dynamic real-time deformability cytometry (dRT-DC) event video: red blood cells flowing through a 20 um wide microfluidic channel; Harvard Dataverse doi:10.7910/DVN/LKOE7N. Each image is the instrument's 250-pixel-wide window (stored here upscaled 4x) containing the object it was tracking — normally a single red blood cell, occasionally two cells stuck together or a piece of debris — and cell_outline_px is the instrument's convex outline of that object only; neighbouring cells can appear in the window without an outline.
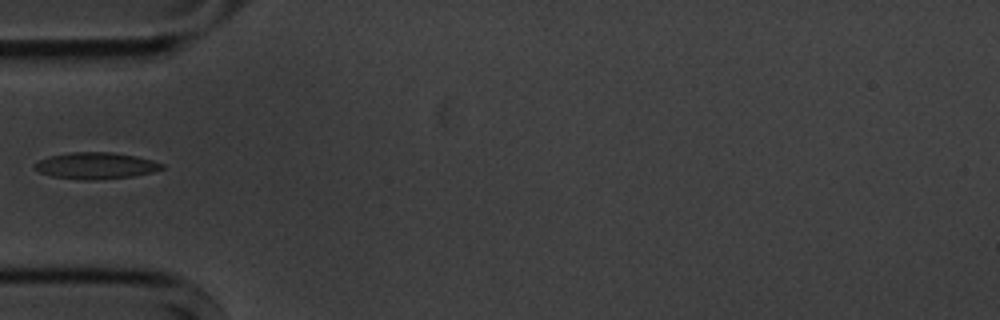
{"species": "common noctule bat (a hibernating species)", "species_latin": "Nyctalus noctula", "temperature_condition": "cold", "stored_images_in_passage": 11, "camera_frame_rate_fps": 3000, "um_per_image_px": 0.085, "animal": {"sex": "male", "body_mass_g": 20.1, "forearm_length_mm": 53.5}, "frame": {"image": 1, "passage_image": 5, "time_ms": 5.667, "image_size_px": [1000, 320], "cell_outline_px": [[164, 168], [152, 172], [132, 176], [96, 180], [80, 180], [52, 176], [40, 172], [32, 168], [32, 164], [48, 156], [68, 152], [112, 152], [136, 156], [152, 160], [164, 164]], "centroid_in_image_um": [8.1, 14.08], "position_along_channel_um": 76.9, "area_um2": 19.83}}
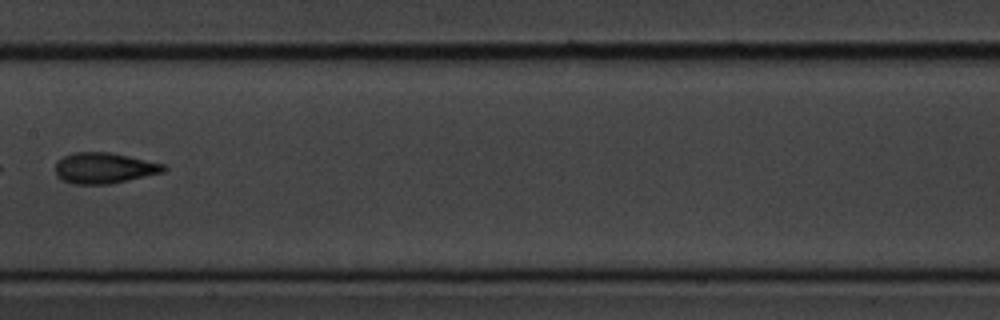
{"frame": {"image": 2, "passage_image": 8, "time_ms": 9.0, "image_size_px": [1000, 320], "cell_outline_px": [[168, 168], [164, 172], [108, 184], [72, 184], [60, 180], [56, 176], [56, 164], [64, 156], [72, 152], [112, 152], [164, 164]], "centroid_in_image_um": [8.84, 14.28], "position_along_channel_um": 198.6, "area_um2": 19.48}}
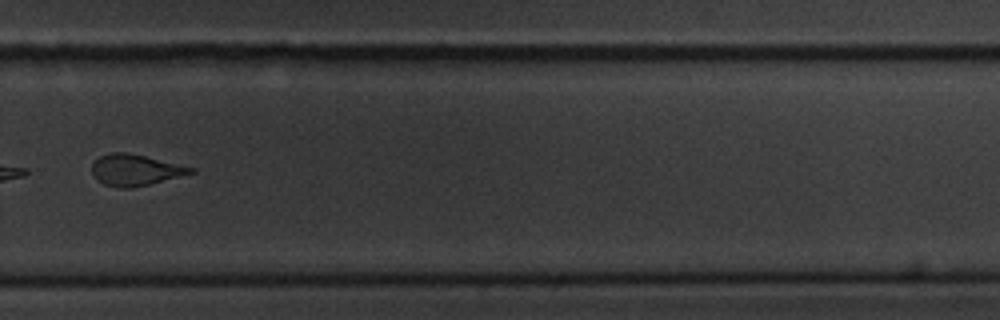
{"frame": {"image": 3, "passage_image": 11, "time_ms": 12.333, "image_size_px": [1000, 320], "cell_outline_px": [[196, 172], [132, 188], [116, 188], [104, 184], [96, 180], [92, 172], [92, 164], [100, 156], [112, 152], [128, 152], [196, 168]], "centroid_in_image_um": [11.48, 14.45], "position_along_channel_um": 318.3, "area_um2": 17.92}}